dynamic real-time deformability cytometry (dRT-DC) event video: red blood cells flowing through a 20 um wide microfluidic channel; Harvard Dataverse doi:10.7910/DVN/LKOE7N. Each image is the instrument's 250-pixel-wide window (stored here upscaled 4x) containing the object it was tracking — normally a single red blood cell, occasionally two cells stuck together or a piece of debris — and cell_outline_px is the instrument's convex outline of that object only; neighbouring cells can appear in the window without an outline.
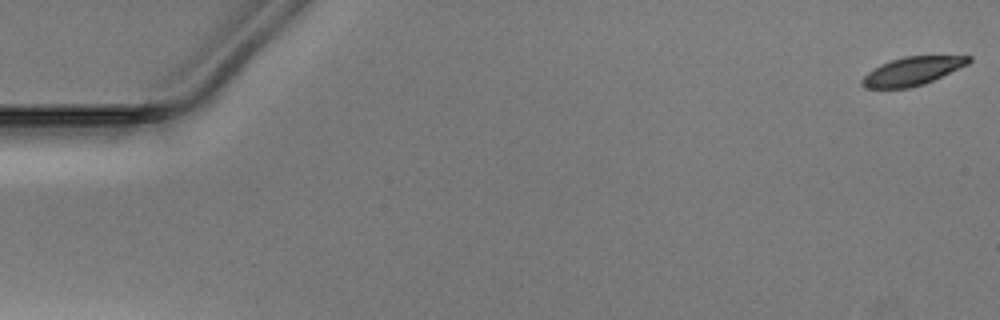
{"species": "Egyptian fruit bat (a non-hibernating species)", "species_latin": "Rousettus aegyptiacus", "temperature_condition": "warm", "stored_images_in_passage": 53, "camera_frame_rate_fps": 3000, "um_per_image_px": 0.085, "animal": {"sex": "male"}, "frame": {"image": 1, "passage_image": 1, "time_ms": 0.0, "image_size_px": [1000, 320], "cell_outline_px": [[972, 60], [968, 64], [924, 84], [908, 88], [864, 88], [860, 84], [860, 80], [872, 68], [880, 64], [904, 56], [972, 56]], "centroid_in_image_um": [77.51, 6.05], "position_along_channel_um": 7.5, "area_um2": 17.57}}
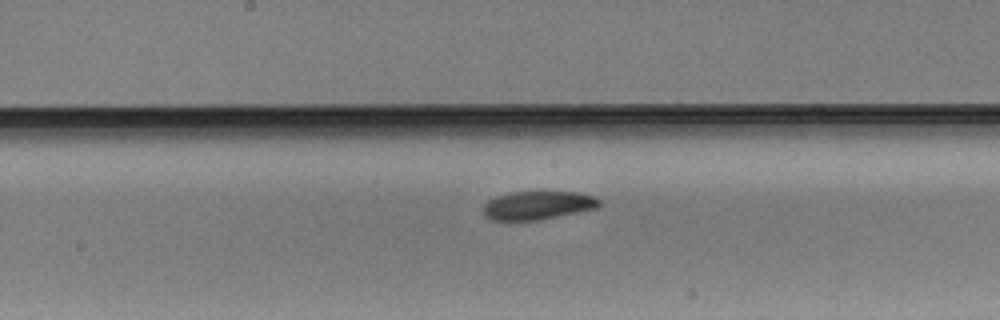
{"frame": {"image": 2, "passage_image": 28, "time_ms": 9.0, "image_size_px": [1000, 320], "cell_outline_px": [[600, 204], [596, 208], [540, 220], [492, 220], [484, 216], [484, 204], [488, 200], [496, 196], [512, 192], [580, 192], [596, 196], [600, 200]], "centroid_in_image_um": [45.72, 17.45], "position_along_channel_um": 202.5, "area_um2": 19.25}}
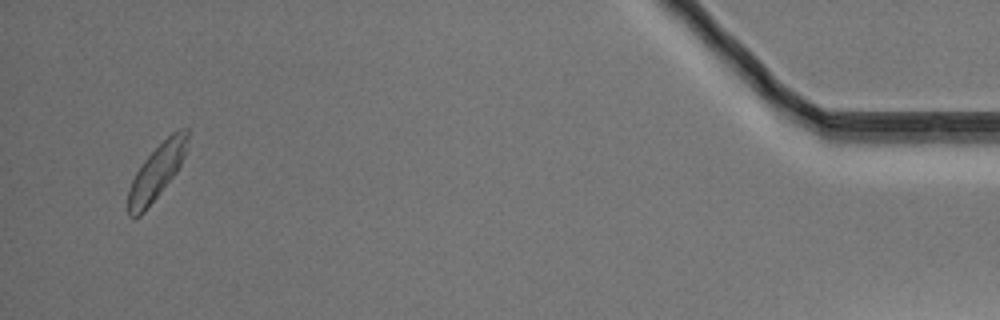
{"frame": {"image": 3, "passage_image": 51, "time_ms": 16.667, "image_size_px": [1000, 320], "cell_outline_px": [[188, 148], [176, 172], [144, 212], [140, 216], [128, 216], [128, 188], [136, 172], [144, 160], [172, 132], [180, 128], [188, 128]], "centroid_in_image_um": [13.32, 14.59], "position_along_channel_um": 421.9, "area_um2": 18.73}}